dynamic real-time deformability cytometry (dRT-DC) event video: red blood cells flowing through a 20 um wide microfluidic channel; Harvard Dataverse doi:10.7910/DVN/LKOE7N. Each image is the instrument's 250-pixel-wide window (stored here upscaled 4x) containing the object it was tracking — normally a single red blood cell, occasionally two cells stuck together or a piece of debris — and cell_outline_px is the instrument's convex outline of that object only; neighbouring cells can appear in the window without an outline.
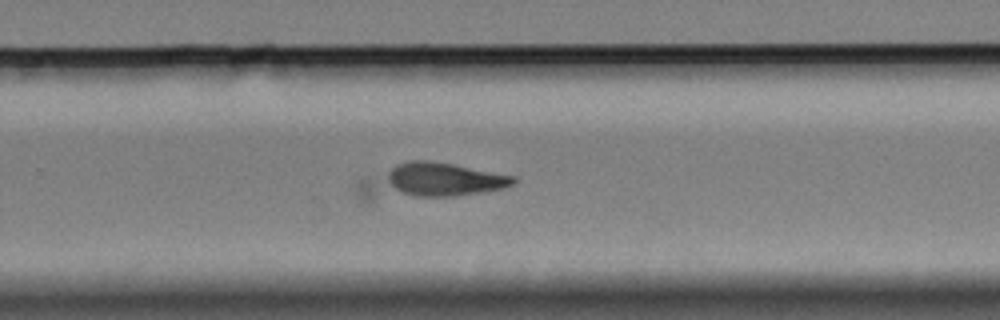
{"species": "Egyptian fruit bat (a non-hibernating species)", "species_latin": "Rousettus aegyptiacus", "temperature_condition": "cold", "stored_images_in_passage": 38, "camera_frame_rate_fps": 3000, "um_per_image_px": 0.085, "animal": {"sex": "female"}, "frame": {"image": 1, "passage_image": 25, "time_ms": 8.0, "image_size_px": [1000, 320], "cell_outline_px": [[516, 180], [512, 184], [500, 188], [480, 192], [456, 196], [368, 204], [360, 200], [356, 196], [356, 184], [360, 180], [368, 176], [396, 164], [412, 160], [428, 160], [452, 164], [516, 176]], "centroid_in_image_um": [36.32, 15.47], "position_along_channel_um": 293.5, "area_um2": 33.18}}
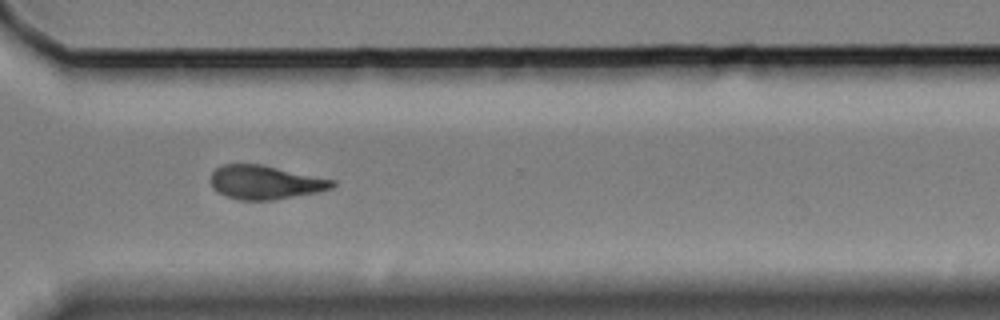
{"frame": {"image": 2, "passage_image": 30, "time_ms": 9.667, "image_size_px": [1000, 320], "cell_outline_px": [[336, 184], [332, 188], [316, 192], [272, 200], [240, 200], [228, 196], [212, 188], [208, 180], [212, 172], [220, 164], [260, 164], [336, 180]], "centroid_in_image_um": [22.5, 15.49], "position_along_channel_um": 348.1, "area_um2": 23.93}}